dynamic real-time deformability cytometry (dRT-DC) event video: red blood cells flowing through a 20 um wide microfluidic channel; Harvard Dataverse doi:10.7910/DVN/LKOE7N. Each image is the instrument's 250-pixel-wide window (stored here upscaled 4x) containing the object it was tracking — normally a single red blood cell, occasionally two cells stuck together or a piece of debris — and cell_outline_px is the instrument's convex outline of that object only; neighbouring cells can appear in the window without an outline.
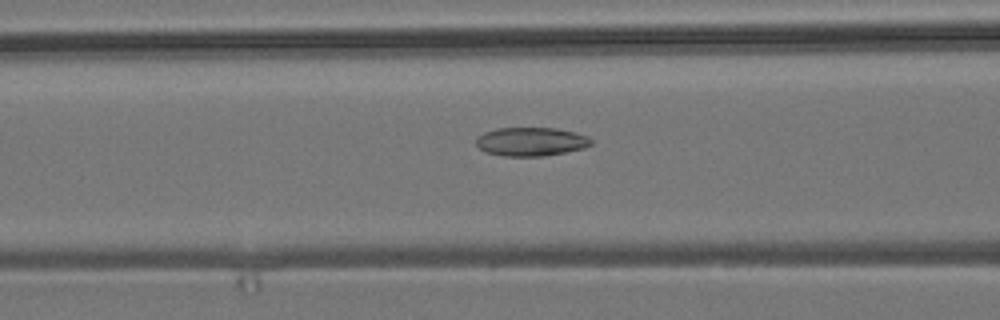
{"species": "common noctule bat (a hibernating species)", "species_latin": "Nyctalus noctula", "temperature_condition": "room temperature", "stored_images_in_passage": 51, "camera_frame_rate_fps": 3000, "um_per_image_px": 0.085, "animal": {"sex": "male", "body_mass_g": 19.2, "forearm_length_mm": 51.8}, "frame": {"image": 1, "passage_image": 19, "time_ms": 6.0, "image_size_px": [1000, 320], "cell_outline_px": [[592, 144], [584, 148], [544, 156], [504, 156], [484, 152], [476, 144], [476, 136], [484, 132], [496, 128], [556, 128], [576, 132], [588, 136], [592, 140]], "centroid_in_image_um": [45.12, 12.03], "position_along_channel_um": 121.5, "area_um2": 19.36}}
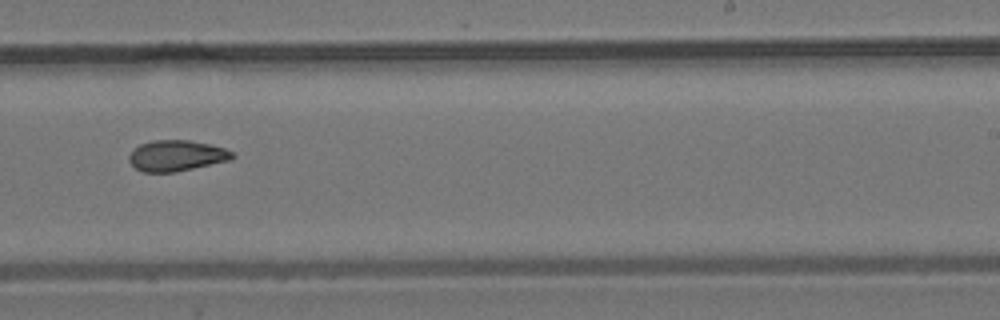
{"frame": {"image": 2, "passage_image": 31, "time_ms": 10.0, "image_size_px": [1000, 320], "cell_outline_px": [[236, 156], [232, 160], [176, 172], [144, 172], [136, 168], [128, 160], [128, 156], [140, 144], [152, 140], [188, 140], [208, 144], [224, 148], [232, 152]], "centroid_in_image_um": [15.03, 13.24], "position_along_channel_um": 274.0, "area_um2": 18.55}}
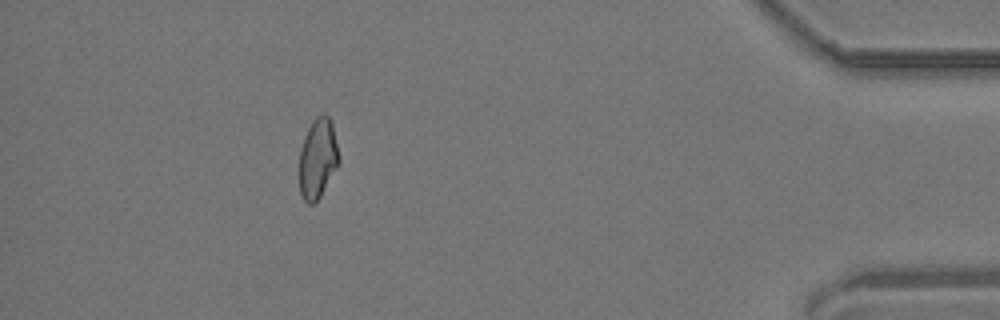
{"frame": {"image": 3, "passage_image": 46, "time_ms": 15.0, "image_size_px": [1000, 320], "cell_outline_px": [[340, 164], [320, 196], [312, 204], [308, 204], [304, 200], [300, 192], [300, 148], [304, 136], [312, 120], [316, 116], [328, 116], [332, 120], [340, 160]], "centroid_in_image_um": [27.03, 13.45], "position_along_channel_um": 408.2, "area_um2": 18.5}, "authors_computed_cell_mechanics": {"area_um2": 18.9584, "velocity_mm_per_s": 3.8124, "shape_relaxation_time_tau1_ms": null, "shape_relaxation_time_tau2_ms": 6.6124, "deformation_change_tau1": null, "deformation_change_tau2": 0.1241}}